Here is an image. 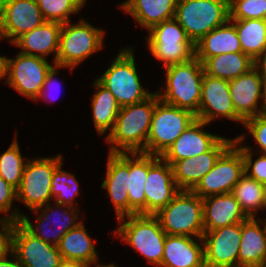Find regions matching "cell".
Wrapping results in <instances>:
<instances>
[{
    "instance_id": "cell-1",
    "label": "cell",
    "mask_w": 266,
    "mask_h": 267,
    "mask_svg": "<svg viewBox=\"0 0 266 267\" xmlns=\"http://www.w3.org/2000/svg\"><path fill=\"white\" fill-rule=\"evenodd\" d=\"M158 100L159 97L155 92L142 102L120 108L114 128L106 137L107 142L112 144L109 153L128 151V154H146L152 115Z\"/></svg>"
},
{
    "instance_id": "cell-2",
    "label": "cell",
    "mask_w": 266,
    "mask_h": 267,
    "mask_svg": "<svg viewBox=\"0 0 266 267\" xmlns=\"http://www.w3.org/2000/svg\"><path fill=\"white\" fill-rule=\"evenodd\" d=\"M166 88L156 92L163 102L186 109L195 115L199 111L202 80L205 73L203 63L196 57L190 61L165 67Z\"/></svg>"
},
{
    "instance_id": "cell-3",
    "label": "cell",
    "mask_w": 266,
    "mask_h": 267,
    "mask_svg": "<svg viewBox=\"0 0 266 267\" xmlns=\"http://www.w3.org/2000/svg\"><path fill=\"white\" fill-rule=\"evenodd\" d=\"M167 235L203 237V200L190 190H180L154 215Z\"/></svg>"
},
{
    "instance_id": "cell-4",
    "label": "cell",
    "mask_w": 266,
    "mask_h": 267,
    "mask_svg": "<svg viewBox=\"0 0 266 267\" xmlns=\"http://www.w3.org/2000/svg\"><path fill=\"white\" fill-rule=\"evenodd\" d=\"M125 218L128 221L124 222ZM118 221L121 224L114 234H120L118 237L144 255L149 263L161 266L167 234L158 219L154 215L135 214L118 218Z\"/></svg>"
},
{
    "instance_id": "cell-5",
    "label": "cell",
    "mask_w": 266,
    "mask_h": 267,
    "mask_svg": "<svg viewBox=\"0 0 266 267\" xmlns=\"http://www.w3.org/2000/svg\"><path fill=\"white\" fill-rule=\"evenodd\" d=\"M174 18L195 44L228 22L229 4L225 0H178Z\"/></svg>"
},
{
    "instance_id": "cell-6",
    "label": "cell",
    "mask_w": 266,
    "mask_h": 267,
    "mask_svg": "<svg viewBox=\"0 0 266 267\" xmlns=\"http://www.w3.org/2000/svg\"><path fill=\"white\" fill-rule=\"evenodd\" d=\"M97 80L114 95L120 107L142 102L153 94L141 86L131 47L123 48Z\"/></svg>"
},
{
    "instance_id": "cell-7",
    "label": "cell",
    "mask_w": 266,
    "mask_h": 267,
    "mask_svg": "<svg viewBox=\"0 0 266 267\" xmlns=\"http://www.w3.org/2000/svg\"><path fill=\"white\" fill-rule=\"evenodd\" d=\"M196 119L191 111L159 99L152 115L146 154L161 157Z\"/></svg>"
},
{
    "instance_id": "cell-8",
    "label": "cell",
    "mask_w": 266,
    "mask_h": 267,
    "mask_svg": "<svg viewBox=\"0 0 266 267\" xmlns=\"http://www.w3.org/2000/svg\"><path fill=\"white\" fill-rule=\"evenodd\" d=\"M149 31V37L145 38L149 51L164 62V68L188 62L195 57V44L175 18L165 20Z\"/></svg>"
},
{
    "instance_id": "cell-9",
    "label": "cell",
    "mask_w": 266,
    "mask_h": 267,
    "mask_svg": "<svg viewBox=\"0 0 266 267\" xmlns=\"http://www.w3.org/2000/svg\"><path fill=\"white\" fill-rule=\"evenodd\" d=\"M104 32L83 19L78 24H62L55 64L73 70L82 60L102 49Z\"/></svg>"
},
{
    "instance_id": "cell-10",
    "label": "cell",
    "mask_w": 266,
    "mask_h": 267,
    "mask_svg": "<svg viewBox=\"0 0 266 267\" xmlns=\"http://www.w3.org/2000/svg\"><path fill=\"white\" fill-rule=\"evenodd\" d=\"M244 138L243 134L235 137L234 143L219 157L213 168L192 190L201 199L232 192L245 173L242 152L236 147Z\"/></svg>"
},
{
    "instance_id": "cell-11",
    "label": "cell",
    "mask_w": 266,
    "mask_h": 267,
    "mask_svg": "<svg viewBox=\"0 0 266 267\" xmlns=\"http://www.w3.org/2000/svg\"><path fill=\"white\" fill-rule=\"evenodd\" d=\"M31 160L25 165L16 200L22 201L29 209L34 210L46 205L52 199V176L63 159L59 154L52 158Z\"/></svg>"
},
{
    "instance_id": "cell-12",
    "label": "cell",
    "mask_w": 266,
    "mask_h": 267,
    "mask_svg": "<svg viewBox=\"0 0 266 267\" xmlns=\"http://www.w3.org/2000/svg\"><path fill=\"white\" fill-rule=\"evenodd\" d=\"M51 67L46 58L18 53L15 59L6 58V83L21 95L38 100Z\"/></svg>"
},
{
    "instance_id": "cell-13",
    "label": "cell",
    "mask_w": 266,
    "mask_h": 267,
    "mask_svg": "<svg viewBox=\"0 0 266 267\" xmlns=\"http://www.w3.org/2000/svg\"><path fill=\"white\" fill-rule=\"evenodd\" d=\"M11 251L24 267H58L62 260L57 246L39 239L19 221L13 224Z\"/></svg>"
},
{
    "instance_id": "cell-14",
    "label": "cell",
    "mask_w": 266,
    "mask_h": 267,
    "mask_svg": "<svg viewBox=\"0 0 266 267\" xmlns=\"http://www.w3.org/2000/svg\"><path fill=\"white\" fill-rule=\"evenodd\" d=\"M180 191L172 166L162 157L148 155V175L145 183V215H155Z\"/></svg>"
},
{
    "instance_id": "cell-15",
    "label": "cell",
    "mask_w": 266,
    "mask_h": 267,
    "mask_svg": "<svg viewBox=\"0 0 266 267\" xmlns=\"http://www.w3.org/2000/svg\"><path fill=\"white\" fill-rule=\"evenodd\" d=\"M202 239L206 267H238L241 223L205 230Z\"/></svg>"
},
{
    "instance_id": "cell-16",
    "label": "cell",
    "mask_w": 266,
    "mask_h": 267,
    "mask_svg": "<svg viewBox=\"0 0 266 267\" xmlns=\"http://www.w3.org/2000/svg\"><path fill=\"white\" fill-rule=\"evenodd\" d=\"M229 89L234 109L244 121L266 112V81L254 67L230 80ZM259 99L263 101L261 109Z\"/></svg>"
},
{
    "instance_id": "cell-17",
    "label": "cell",
    "mask_w": 266,
    "mask_h": 267,
    "mask_svg": "<svg viewBox=\"0 0 266 267\" xmlns=\"http://www.w3.org/2000/svg\"><path fill=\"white\" fill-rule=\"evenodd\" d=\"M217 117H227L244 124V120L234 109L229 81L204 73L199 111L196 118L209 124Z\"/></svg>"
},
{
    "instance_id": "cell-18",
    "label": "cell",
    "mask_w": 266,
    "mask_h": 267,
    "mask_svg": "<svg viewBox=\"0 0 266 267\" xmlns=\"http://www.w3.org/2000/svg\"><path fill=\"white\" fill-rule=\"evenodd\" d=\"M234 139L222 137L208 152L196 157L175 161L171 166L177 187L192 191L216 164L219 157L234 143Z\"/></svg>"
},
{
    "instance_id": "cell-19",
    "label": "cell",
    "mask_w": 266,
    "mask_h": 267,
    "mask_svg": "<svg viewBox=\"0 0 266 267\" xmlns=\"http://www.w3.org/2000/svg\"><path fill=\"white\" fill-rule=\"evenodd\" d=\"M46 22L35 0H6L4 18L0 26V39L13 43L19 36Z\"/></svg>"
},
{
    "instance_id": "cell-20",
    "label": "cell",
    "mask_w": 266,
    "mask_h": 267,
    "mask_svg": "<svg viewBox=\"0 0 266 267\" xmlns=\"http://www.w3.org/2000/svg\"><path fill=\"white\" fill-rule=\"evenodd\" d=\"M208 123L196 119L161 156L172 165L175 161L208 152L222 137L204 131Z\"/></svg>"
},
{
    "instance_id": "cell-21",
    "label": "cell",
    "mask_w": 266,
    "mask_h": 267,
    "mask_svg": "<svg viewBox=\"0 0 266 267\" xmlns=\"http://www.w3.org/2000/svg\"><path fill=\"white\" fill-rule=\"evenodd\" d=\"M107 160L106 178L101 187L111 197L118 219L129 215V156L128 153H109Z\"/></svg>"
},
{
    "instance_id": "cell-22",
    "label": "cell",
    "mask_w": 266,
    "mask_h": 267,
    "mask_svg": "<svg viewBox=\"0 0 266 267\" xmlns=\"http://www.w3.org/2000/svg\"><path fill=\"white\" fill-rule=\"evenodd\" d=\"M56 205V209L59 210L61 209V207L64 209V211H62V213H60V216L62 217H59V221H58V224H56V228H55V231H52L55 232L54 234H51L50 232H48L49 230L46 229L48 222H50L51 218L49 216H57L59 214V212H53L52 214L50 213L51 210H52V206H50L49 204L47 205H44V206H41V207H38L34 210H31V211H34L35 213H38L37 211L39 209H42L45 208V210H42L43 212L41 213V215L38 216V219H37V225L36 227H34V225H32V223L30 222L29 218L25 215H21V218L19 220V222L30 232L32 233L33 235L37 236L39 239L43 240L44 242L46 243H50L52 245H55L57 246L58 243L60 242L61 238L71 229L77 227L82 221L80 220V222H77V218H78V214L79 212H77L78 210H76L77 208L75 207H70V206H66L65 205H61V204H57L55 203ZM68 209V210H66ZM50 211V212H49ZM69 211V212H68ZM71 212V213H70ZM57 213V214H55ZM77 213V214H76ZM50 214V215H49ZM67 215V216H66ZM71 216V217H70ZM52 217V218H53ZM67 217V218H65ZM58 218V217H57ZM62 219V220H61ZM47 221V223H46ZM53 222V221H52ZM56 222V221H55ZM63 222V224H62ZM46 223V224H45ZM60 223V224H59ZM58 227V228H57ZM41 229H42V232H41ZM46 229V230H44ZM48 230V231H47ZM52 236V238H50L49 236Z\"/></svg>"
},
{
    "instance_id": "cell-23",
    "label": "cell",
    "mask_w": 266,
    "mask_h": 267,
    "mask_svg": "<svg viewBox=\"0 0 266 267\" xmlns=\"http://www.w3.org/2000/svg\"><path fill=\"white\" fill-rule=\"evenodd\" d=\"M202 245L189 236L166 235L161 267H206Z\"/></svg>"
},
{
    "instance_id": "cell-24",
    "label": "cell",
    "mask_w": 266,
    "mask_h": 267,
    "mask_svg": "<svg viewBox=\"0 0 266 267\" xmlns=\"http://www.w3.org/2000/svg\"><path fill=\"white\" fill-rule=\"evenodd\" d=\"M202 200L204 230H216L247 219L232 193L212 195Z\"/></svg>"
},
{
    "instance_id": "cell-25",
    "label": "cell",
    "mask_w": 266,
    "mask_h": 267,
    "mask_svg": "<svg viewBox=\"0 0 266 267\" xmlns=\"http://www.w3.org/2000/svg\"><path fill=\"white\" fill-rule=\"evenodd\" d=\"M247 218L241 223L238 267H266V224Z\"/></svg>"
},
{
    "instance_id": "cell-26",
    "label": "cell",
    "mask_w": 266,
    "mask_h": 267,
    "mask_svg": "<svg viewBox=\"0 0 266 267\" xmlns=\"http://www.w3.org/2000/svg\"><path fill=\"white\" fill-rule=\"evenodd\" d=\"M61 28V23L46 21L41 26L19 36L12 44L22 48L20 53L26 55L45 58L48 54L55 53V64Z\"/></svg>"
},
{
    "instance_id": "cell-27",
    "label": "cell",
    "mask_w": 266,
    "mask_h": 267,
    "mask_svg": "<svg viewBox=\"0 0 266 267\" xmlns=\"http://www.w3.org/2000/svg\"><path fill=\"white\" fill-rule=\"evenodd\" d=\"M228 23V24H227ZM230 21L219 26L195 43V57L204 63L209 57L242 52L238 33Z\"/></svg>"
},
{
    "instance_id": "cell-28",
    "label": "cell",
    "mask_w": 266,
    "mask_h": 267,
    "mask_svg": "<svg viewBox=\"0 0 266 267\" xmlns=\"http://www.w3.org/2000/svg\"><path fill=\"white\" fill-rule=\"evenodd\" d=\"M178 0H128L120 7L143 28L150 30L161 22L174 18Z\"/></svg>"
},
{
    "instance_id": "cell-29",
    "label": "cell",
    "mask_w": 266,
    "mask_h": 267,
    "mask_svg": "<svg viewBox=\"0 0 266 267\" xmlns=\"http://www.w3.org/2000/svg\"><path fill=\"white\" fill-rule=\"evenodd\" d=\"M93 243L81 222L61 238L57 248L62 259L81 261L91 267L98 260Z\"/></svg>"
},
{
    "instance_id": "cell-30",
    "label": "cell",
    "mask_w": 266,
    "mask_h": 267,
    "mask_svg": "<svg viewBox=\"0 0 266 267\" xmlns=\"http://www.w3.org/2000/svg\"><path fill=\"white\" fill-rule=\"evenodd\" d=\"M129 157V215H145V183L148 175V154L130 153Z\"/></svg>"
},
{
    "instance_id": "cell-31",
    "label": "cell",
    "mask_w": 266,
    "mask_h": 267,
    "mask_svg": "<svg viewBox=\"0 0 266 267\" xmlns=\"http://www.w3.org/2000/svg\"><path fill=\"white\" fill-rule=\"evenodd\" d=\"M203 66L207 75L227 81L247 73L254 67L253 60L243 52L223 53L209 57Z\"/></svg>"
},
{
    "instance_id": "cell-32",
    "label": "cell",
    "mask_w": 266,
    "mask_h": 267,
    "mask_svg": "<svg viewBox=\"0 0 266 267\" xmlns=\"http://www.w3.org/2000/svg\"><path fill=\"white\" fill-rule=\"evenodd\" d=\"M93 87L98 89L92 96L93 120L98 134L103 135L109 128L110 132L113 130L121 107L114 95L97 79Z\"/></svg>"
},
{
    "instance_id": "cell-33",
    "label": "cell",
    "mask_w": 266,
    "mask_h": 267,
    "mask_svg": "<svg viewBox=\"0 0 266 267\" xmlns=\"http://www.w3.org/2000/svg\"><path fill=\"white\" fill-rule=\"evenodd\" d=\"M236 28L242 52L254 60L266 48V20H229Z\"/></svg>"
},
{
    "instance_id": "cell-34",
    "label": "cell",
    "mask_w": 266,
    "mask_h": 267,
    "mask_svg": "<svg viewBox=\"0 0 266 267\" xmlns=\"http://www.w3.org/2000/svg\"><path fill=\"white\" fill-rule=\"evenodd\" d=\"M231 193L247 218H256L257 211L264 208L263 184L245 173Z\"/></svg>"
},
{
    "instance_id": "cell-35",
    "label": "cell",
    "mask_w": 266,
    "mask_h": 267,
    "mask_svg": "<svg viewBox=\"0 0 266 267\" xmlns=\"http://www.w3.org/2000/svg\"><path fill=\"white\" fill-rule=\"evenodd\" d=\"M26 163L15 138L10 147L0 155V177L17 190L20 187Z\"/></svg>"
},
{
    "instance_id": "cell-36",
    "label": "cell",
    "mask_w": 266,
    "mask_h": 267,
    "mask_svg": "<svg viewBox=\"0 0 266 267\" xmlns=\"http://www.w3.org/2000/svg\"><path fill=\"white\" fill-rule=\"evenodd\" d=\"M62 164L53 173L51 196L55 203L73 207L74 197L79 194V183L73 174L62 171Z\"/></svg>"
},
{
    "instance_id": "cell-37",
    "label": "cell",
    "mask_w": 266,
    "mask_h": 267,
    "mask_svg": "<svg viewBox=\"0 0 266 267\" xmlns=\"http://www.w3.org/2000/svg\"><path fill=\"white\" fill-rule=\"evenodd\" d=\"M46 21L64 24L70 14L78 13L86 0H35Z\"/></svg>"
},
{
    "instance_id": "cell-38",
    "label": "cell",
    "mask_w": 266,
    "mask_h": 267,
    "mask_svg": "<svg viewBox=\"0 0 266 267\" xmlns=\"http://www.w3.org/2000/svg\"><path fill=\"white\" fill-rule=\"evenodd\" d=\"M265 19L266 0H233L229 4V20Z\"/></svg>"
},
{
    "instance_id": "cell-39",
    "label": "cell",
    "mask_w": 266,
    "mask_h": 267,
    "mask_svg": "<svg viewBox=\"0 0 266 267\" xmlns=\"http://www.w3.org/2000/svg\"><path fill=\"white\" fill-rule=\"evenodd\" d=\"M243 155L244 158V170L245 174L249 177L255 179L256 181L264 184L266 183V155H260L254 162H253V155L251 152V148L249 146L237 147ZM251 170V171H250ZM250 172V173H248Z\"/></svg>"
},
{
    "instance_id": "cell-40",
    "label": "cell",
    "mask_w": 266,
    "mask_h": 267,
    "mask_svg": "<svg viewBox=\"0 0 266 267\" xmlns=\"http://www.w3.org/2000/svg\"><path fill=\"white\" fill-rule=\"evenodd\" d=\"M22 213H18L17 208L12 211L9 216L0 218V258L6 254H10L11 251V234L13 229V224L16 221H19Z\"/></svg>"
},
{
    "instance_id": "cell-41",
    "label": "cell",
    "mask_w": 266,
    "mask_h": 267,
    "mask_svg": "<svg viewBox=\"0 0 266 267\" xmlns=\"http://www.w3.org/2000/svg\"><path fill=\"white\" fill-rule=\"evenodd\" d=\"M243 125L248 128L262 154L266 155V112L246 119Z\"/></svg>"
},
{
    "instance_id": "cell-42",
    "label": "cell",
    "mask_w": 266,
    "mask_h": 267,
    "mask_svg": "<svg viewBox=\"0 0 266 267\" xmlns=\"http://www.w3.org/2000/svg\"><path fill=\"white\" fill-rule=\"evenodd\" d=\"M17 198V190L0 177V213H8Z\"/></svg>"
},
{
    "instance_id": "cell-43",
    "label": "cell",
    "mask_w": 266,
    "mask_h": 267,
    "mask_svg": "<svg viewBox=\"0 0 266 267\" xmlns=\"http://www.w3.org/2000/svg\"><path fill=\"white\" fill-rule=\"evenodd\" d=\"M58 68H60V66L54 64V66H52L51 69L48 71V73L46 75V78H45V82L43 84V87L41 89V92H40V95L38 96V98L44 97L45 99H47V96H49V95H46L47 94V90L48 89L50 90V88L52 87V85L56 84L55 83L56 80H55V77L54 76L57 74V70L56 69H58Z\"/></svg>"
},
{
    "instance_id": "cell-44",
    "label": "cell",
    "mask_w": 266,
    "mask_h": 267,
    "mask_svg": "<svg viewBox=\"0 0 266 267\" xmlns=\"http://www.w3.org/2000/svg\"><path fill=\"white\" fill-rule=\"evenodd\" d=\"M253 65L266 81V48L253 60Z\"/></svg>"
},
{
    "instance_id": "cell-45",
    "label": "cell",
    "mask_w": 266,
    "mask_h": 267,
    "mask_svg": "<svg viewBox=\"0 0 266 267\" xmlns=\"http://www.w3.org/2000/svg\"><path fill=\"white\" fill-rule=\"evenodd\" d=\"M10 254L14 256L13 259L15 258V260H9L7 258L8 254H6L5 256L0 258V267H24L12 251H10Z\"/></svg>"
},
{
    "instance_id": "cell-46",
    "label": "cell",
    "mask_w": 266,
    "mask_h": 267,
    "mask_svg": "<svg viewBox=\"0 0 266 267\" xmlns=\"http://www.w3.org/2000/svg\"><path fill=\"white\" fill-rule=\"evenodd\" d=\"M58 267H89V265L77 260L62 259Z\"/></svg>"
},
{
    "instance_id": "cell-47",
    "label": "cell",
    "mask_w": 266,
    "mask_h": 267,
    "mask_svg": "<svg viewBox=\"0 0 266 267\" xmlns=\"http://www.w3.org/2000/svg\"><path fill=\"white\" fill-rule=\"evenodd\" d=\"M6 58L0 56V79L6 78Z\"/></svg>"
},
{
    "instance_id": "cell-48",
    "label": "cell",
    "mask_w": 266,
    "mask_h": 267,
    "mask_svg": "<svg viewBox=\"0 0 266 267\" xmlns=\"http://www.w3.org/2000/svg\"><path fill=\"white\" fill-rule=\"evenodd\" d=\"M5 1L6 0H0V26L4 18Z\"/></svg>"
},
{
    "instance_id": "cell-49",
    "label": "cell",
    "mask_w": 266,
    "mask_h": 267,
    "mask_svg": "<svg viewBox=\"0 0 266 267\" xmlns=\"http://www.w3.org/2000/svg\"><path fill=\"white\" fill-rule=\"evenodd\" d=\"M264 209H266V183L263 184Z\"/></svg>"
},
{
    "instance_id": "cell-50",
    "label": "cell",
    "mask_w": 266,
    "mask_h": 267,
    "mask_svg": "<svg viewBox=\"0 0 266 267\" xmlns=\"http://www.w3.org/2000/svg\"><path fill=\"white\" fill-rule=\"evenodd\" d=\"M96 267H118V266H116V265H114V264L100 265V264L98 263V265H97Z\"/></svg>"
},
{
    "instance_id": "cell-51",
    "label": "cell",
    "mask_w": 266,
    "mask_h": 267,
    "mask_svg": "<svg viewBox=\"0 0 266 267\" xmlns=\"http://www.w3.org/2000/svg\"><path fill=\"white\" fill-rule=\"evenodd\" d=\"M228 4H230L233 0H225Z\"/></svg>"
}]
</instances>
